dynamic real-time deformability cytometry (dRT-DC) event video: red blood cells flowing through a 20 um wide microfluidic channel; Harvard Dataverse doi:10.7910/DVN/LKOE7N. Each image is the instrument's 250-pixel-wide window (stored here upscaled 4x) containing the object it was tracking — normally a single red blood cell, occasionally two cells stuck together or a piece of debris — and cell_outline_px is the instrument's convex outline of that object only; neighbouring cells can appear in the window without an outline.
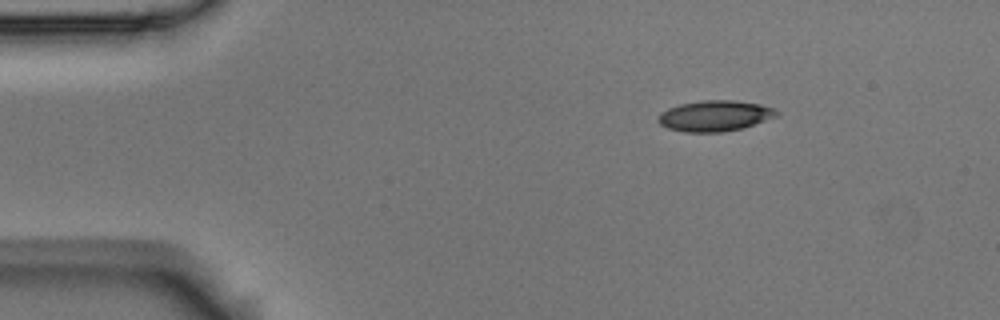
{"species": "Egyptian fruit bat (a non-hibernating species)", "species_latin": "Rousettus aegyptiacus", "temperature_condition": "room temperature", "stored_images_in_passage": 4, "segment_of_instrument_passage": [1, 2], "camera_frame_rate_fps": 3000, "um_per_image_px": 0.085, "animal": {"sex": "male"}, "frame": {"image": 1, "passage_image": 1, "time_ms": 0.0, "image_size_px": [1000, 320], "cell_outline_px": [[780, 112], [776, 116], [744, 128], [720, 132], [684, 132], [668, 128], [660, 124], [656, 120], [660, 112], [668, 108], [680, 104], [700, 100], [732, 100], [760, 104], [772, 108]], "centroid_in_image_um": [60.73, 9.84], "position_along_channel_um": 24.3, "area_um2": 21.27}}